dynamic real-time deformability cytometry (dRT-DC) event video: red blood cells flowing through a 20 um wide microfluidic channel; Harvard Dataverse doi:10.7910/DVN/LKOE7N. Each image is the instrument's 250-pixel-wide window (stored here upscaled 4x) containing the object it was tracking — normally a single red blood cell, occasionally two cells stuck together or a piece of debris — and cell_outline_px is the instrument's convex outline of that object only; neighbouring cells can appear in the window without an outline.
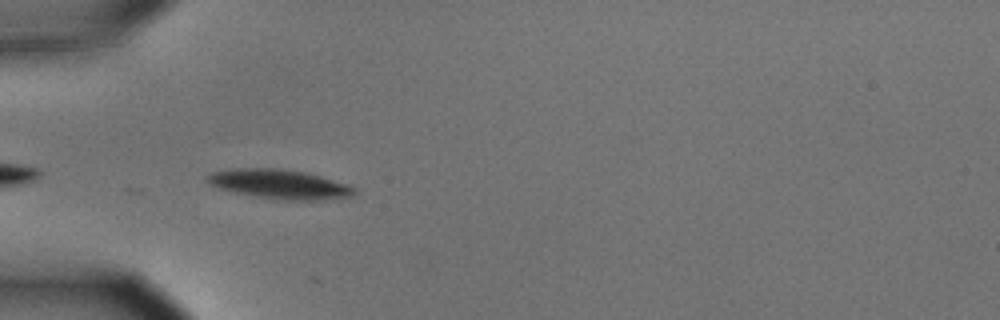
{"species": "common noctule bat (a hibernating species)", "species_latin": "Nyctalus noctula", "temperature_condition": "cold", "stored_images_in_passage": 10, "camera_frame_rate_fps": 3000, "um_per_image_px": 0.085, "animal": {"sex": "male", "body_mass_g": 15.6}, "frame": {"image": 1, "passage_image": 2, "time_ms": 0.333, "image_size_px": [1000, 320], "cell_outline_px": [[356, 192], [352, 196], [324, 200], [276, 200], [236, 192], [220, 188], [204, 180], [212, 172], [232, 168], [276, 168], [304, 172], [320, 176], [356, 188]], "centroid_in_image_um": [23.76, 15.66], "position_along_channel_um": 61.2, "area_um2": 24.91}}